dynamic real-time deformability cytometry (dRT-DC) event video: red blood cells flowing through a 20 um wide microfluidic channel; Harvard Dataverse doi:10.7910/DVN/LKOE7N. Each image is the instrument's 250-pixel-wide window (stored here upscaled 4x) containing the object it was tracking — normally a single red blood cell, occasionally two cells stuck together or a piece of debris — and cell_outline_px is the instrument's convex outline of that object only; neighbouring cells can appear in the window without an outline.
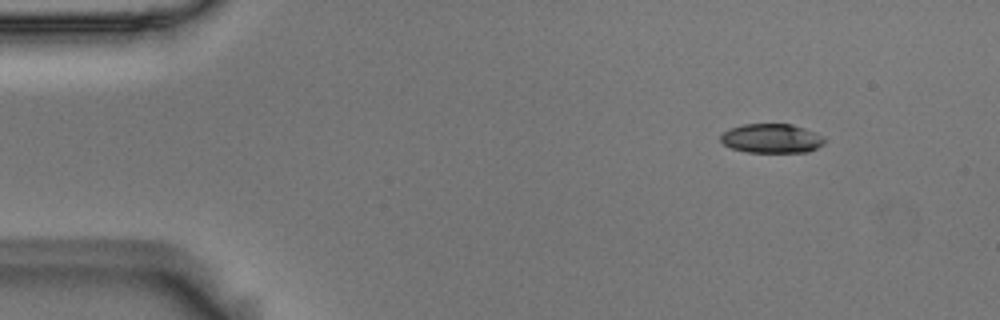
{"species": "Egyptian fruit bat (a non-hibernating species)", "species_latin": "Rousettus aegyptiacus", "temperature_condition": "room temperature", "stored_images_in_passage": 5, "segment_of_instrument_passage": [2, 2], "camera_frame_rate_fps": 3000, "um_per_image_px": 0.085, "animal": {"sex": "male"}, "frame": {"image": 1, "passage_image": 5, "time_ms": 1.333, "image_size_px": [1000, 320], "cell_outline_px": [[824, 144], [808, 152], [748, 152], [732, 148], [724, 144], [720, 140], [720, 136], [724, 132], [732, 128], [744, 124], [792, 124], [816, 132], [824, 136]], "centroid_in_image_um": [65.62, 11.76], "position_along_channel_um": 19.4, "area_um2": 17.63}}